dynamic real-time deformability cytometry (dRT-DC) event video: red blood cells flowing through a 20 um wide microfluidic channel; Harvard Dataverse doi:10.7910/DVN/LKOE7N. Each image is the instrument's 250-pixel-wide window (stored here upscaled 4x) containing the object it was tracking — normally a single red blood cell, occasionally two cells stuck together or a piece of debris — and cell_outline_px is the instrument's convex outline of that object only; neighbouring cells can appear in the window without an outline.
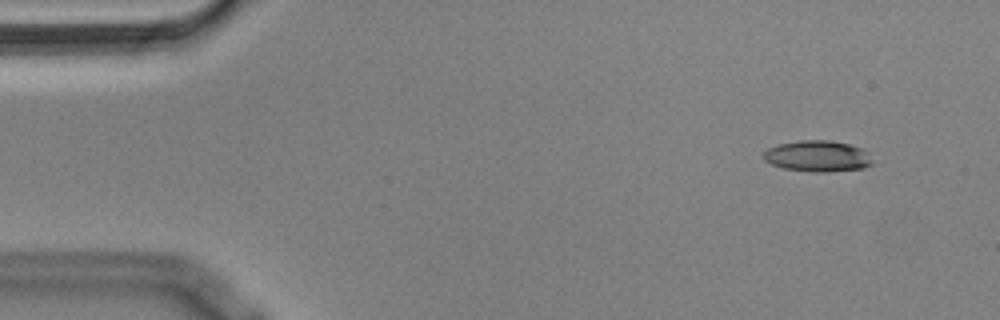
{"species": "Egyptian fruit bat (a non-hibernating species)", "species_latin": "Rousettus aegyptiacus", "temperature_condition": "cold", "stored_images_in_passage": 4, "camera_frame_rate_fps": 3000, "um_per_image_px": 0.085, "animal": {"sex": "male"}, "frame": {"image": 1, "passage_image": 1, "time_ms": 0.0, "image_size_px": [1000, 320], "cell_outline_px": [[872, 164], [864, 168], [828, 172], [812, 172], [784, 168], [772, 164], [764, 160], [764, 152], [768, 148], [780, 144], [800, 140], [828, 140], [848, 144], [864, 148], [868, 152], [872, 160]], "centroid_in_image_um": [69.53, 13.27], "position_along_channel_um": 15.5, "area_um2": 19.77}}